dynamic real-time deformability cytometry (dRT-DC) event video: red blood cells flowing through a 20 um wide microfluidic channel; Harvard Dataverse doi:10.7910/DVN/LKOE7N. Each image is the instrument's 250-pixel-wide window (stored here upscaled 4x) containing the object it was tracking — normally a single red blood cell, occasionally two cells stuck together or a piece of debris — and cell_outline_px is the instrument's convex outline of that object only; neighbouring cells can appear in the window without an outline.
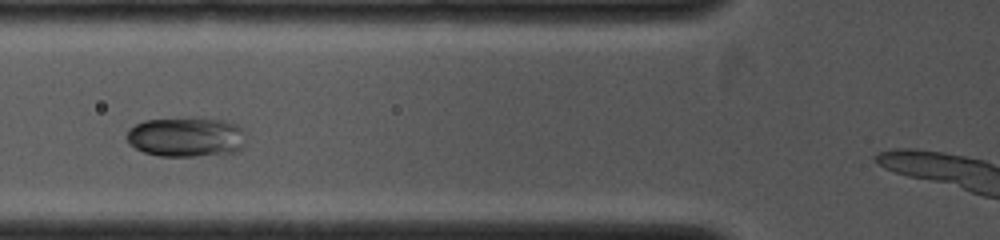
{"species": "common noctule bat (a hibernating species)", "species_latin": "Nyctalus noctula", "temperature_condition": "cold", "stored_images_in_passage": 8, "segment_of_instrument_passage": [1, 2], "camera_frame_rate_fps": 4000, "um_per_image_px": 0.085, "animal": {"sex": "female", "body_mass_g": 19.0, "forearm_length_mm": 53.3}, "frame": {"image": 1, "passage_image": 6, "time_ms": 2.75, "image_size_px": [1000, 240], "cell_outline_px": [[244, 144], [236, 152], [196, 156], [160, 156], [144, 152], [128, 144], [124, 136], [128, 128], [144, 120], [192, 116], [224, 120], [236, 124], [244, 128]], "centroid_in_image_um": [15.79, 11.61], "position_along_channel_um": 110.0, "area_um2": 28.38}}